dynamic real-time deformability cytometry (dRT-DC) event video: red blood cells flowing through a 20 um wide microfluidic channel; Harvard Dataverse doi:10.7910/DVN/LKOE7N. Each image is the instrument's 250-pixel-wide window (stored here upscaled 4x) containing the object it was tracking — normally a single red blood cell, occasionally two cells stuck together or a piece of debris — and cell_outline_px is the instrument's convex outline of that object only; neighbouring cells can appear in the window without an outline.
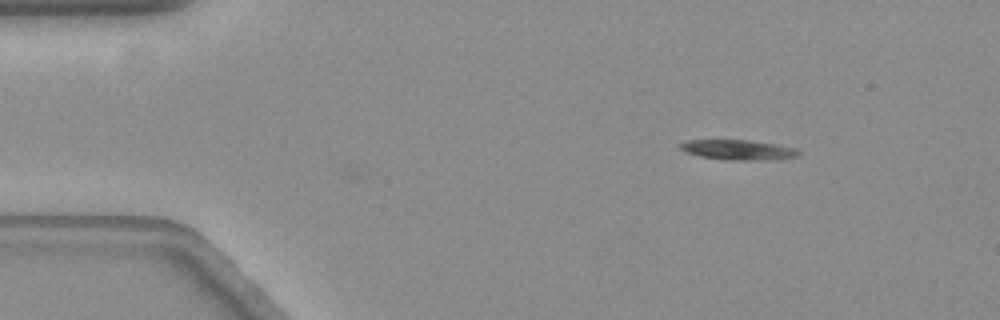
{"species": "common noctule bat (a hibernating species)", "species_latin": "Nyctalus noctula", "temperature_condition": "warm", "stored_images_in_passage": 13, "camera_frame_rate_fps": 3000, "um_per_image_px": 0.085, "animal": {"sex": "female", "body_mass_g": 19.3, "forearm_length_mm": 54.1}, "frame": {"image": 1, "passage_image": 13, "time_ms": 4.0, "image_size_px": [1000, 320], "cell_outline_px": [[800, 156], [764, 160], [724, 160], [700, 156], [684, 152], [680, 148], [680, 144], [688, 140], [748, 140], [776, 144], [800, 148]], "centroid_in_image_um": [62.79, 12.74], "position_along_channel_um": 22.2, "area_um2": 13.93}}